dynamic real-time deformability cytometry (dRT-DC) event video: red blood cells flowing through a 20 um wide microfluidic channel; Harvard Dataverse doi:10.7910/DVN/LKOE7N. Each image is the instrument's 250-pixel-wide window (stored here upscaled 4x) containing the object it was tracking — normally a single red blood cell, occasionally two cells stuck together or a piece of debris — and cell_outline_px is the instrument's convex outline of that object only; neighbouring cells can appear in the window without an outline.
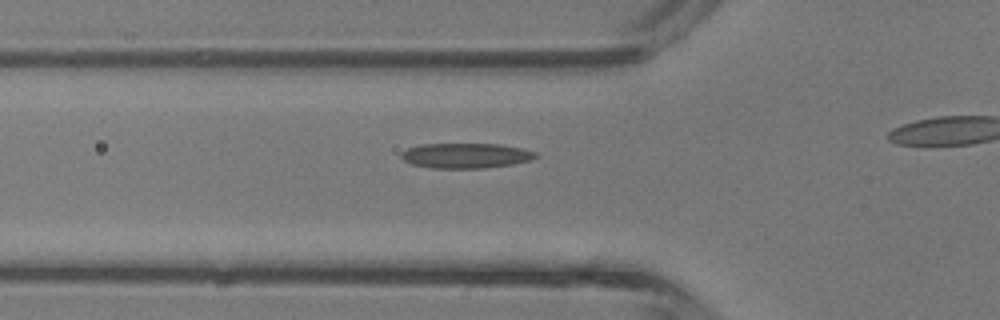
{"species": "common noctule bat (a hibernating species)", "species_latin": "Nyctalus noctula", "temperature_condition": "room temperature", "stored_images_in_passage": 11, "camera_frame_rate_fps": 3000, "um_per_image_px": 0.085, "animal": {"sex": "male", "body_mass_g": 13.3}, "frame": {"image": 1, "passage_image": 7, "time_ms": 2.0, "image_size_px": [1000, 320], "cell_outline_px": [[540, 156], [528, 160], [512, 164], [484, 168], [428, 168], [412, 164], [404, 160], [400, 156], [400, 152], [408, 148], [420, 144], [500, 144], [520, 148], [536, 152]], "centroid_in_image_um": [39.56, 13.23], "position_along_channel_um": 86.2, "area_um2": 19.65}}
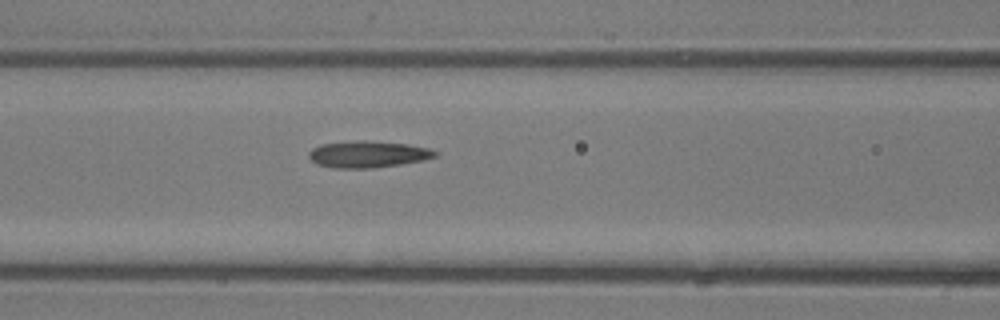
{"frame": {"image": 2, "passage_image": 10, "time_ms": 3.0, "image_size_px": [1000, 320], "cell_outline_px": [[440, 152], [436, 156], [420, 160], [400, 164], [376, 168], [332, 168], [316, 164], [308, 156], [308, 152], [312, 148], [320, 144], [356, 140], [364, 140], [408, 144], [428, 148]], "centroid_in_image_um": [31.23, 13.11], "position_along_channel_um": 135.4, "area_um2": 19.71}}